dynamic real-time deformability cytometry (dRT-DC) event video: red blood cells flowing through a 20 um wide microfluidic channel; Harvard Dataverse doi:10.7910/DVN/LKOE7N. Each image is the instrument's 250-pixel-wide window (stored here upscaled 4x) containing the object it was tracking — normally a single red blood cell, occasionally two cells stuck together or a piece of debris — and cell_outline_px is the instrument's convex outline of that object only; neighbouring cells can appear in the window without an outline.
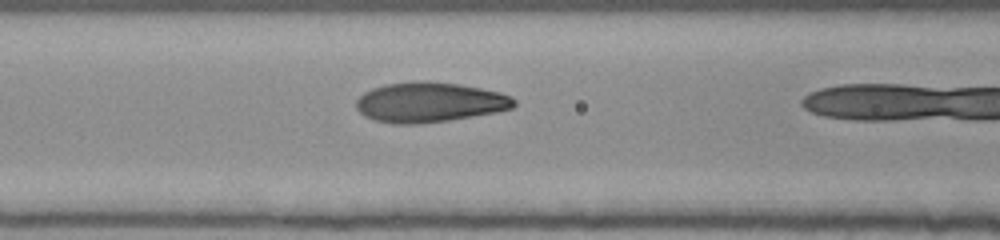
{"species": "human", "species_latin": "Homo sapiens", "temperature_condition": "room temperature", "stored_images_in_passage": 21, "camera_frame_rate_fps": 3000, "um_per_image_px": 0.085, "donor": {"sex": "female"}, "frame": {"image": 1, "passage_image": 20, "time_ms": 6.333, "image_size_px": [1000, 240], "cell_outline_px": [[516, 104], [512, 108], [496, 112], [448, 120], [416, 124], [392, 124], [376, 120], [364, 116], [356, 108], [356, 100], [364, 92], [372, 88], [384, 84], [428, 80], [460, 84], [500, 92], [512, 96], [516, 100]], "centroid_in_image_um": [36.51, 8.68], "position_along_channel_um": 130.1, "area_um2": 36.88}}